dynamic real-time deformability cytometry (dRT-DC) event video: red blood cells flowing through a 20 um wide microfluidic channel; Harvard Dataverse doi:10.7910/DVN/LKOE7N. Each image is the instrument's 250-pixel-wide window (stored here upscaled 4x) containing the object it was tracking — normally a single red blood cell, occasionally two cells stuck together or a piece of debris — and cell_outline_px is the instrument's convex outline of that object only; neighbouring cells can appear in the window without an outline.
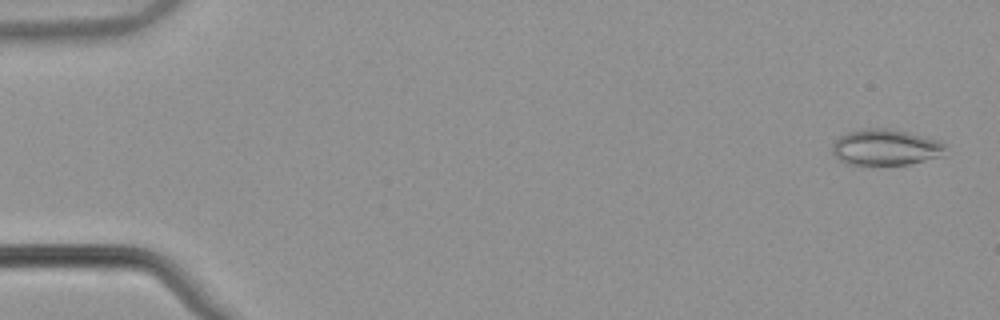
{"species": "common noctule bat (a hibernating species)", "species_latin": "Nyctalus noctula", "temperature_condition": "warm", "stored_images_in_passage": 54, "camera_frame_rate_fps": 3000, "um_per_image_px": 0.085, "animal": {"sex": "male", "body_mass_g": 21.5, "forearm_length_mm": 52.0}, "frame": {"image": 1, "passage_image": 2, "time_ms": 0.333, "image_size_px": [1000, 320], "cell_outline_px": [[948, 144], [944, 156], [908, 164], [848, 164], [840, 160], [832, 152], [832, 144], [840, 136], [848, 132], [864, 128], [888, 128], [924, 136], [940, 140]], "centroid_in_image_um": [75.33, 12.51], "position_along_channel_um": 9.7, "area_um2": 23.87}}
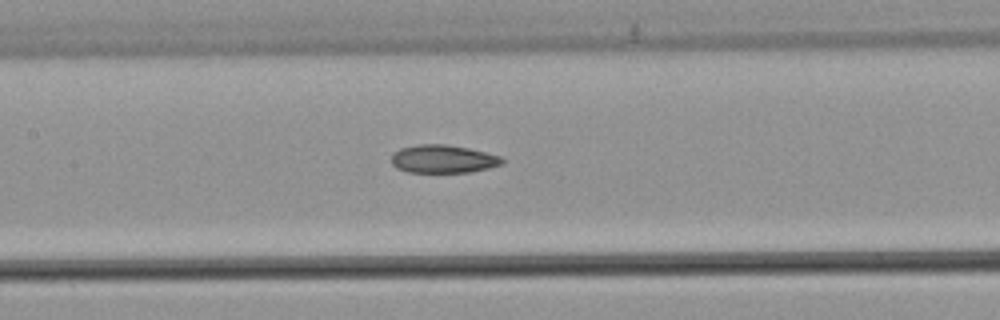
{"frame": {"image": 2, "passage_image": 26, "time_ms": 8.333, "image_size_px": [1000, 320], "cell_outline_px": [[504, 164], [472, 172], [408, 172], [396, 168], [392, 164], [392, 152], [400, 148], [416, 144], [448, 144], [468, 148], [500, 156], [504, 160]], "centroid_in_image_um": [37.65, 13.51], "position_along_channel_um": 169.8, "area_um2": 18.26}}
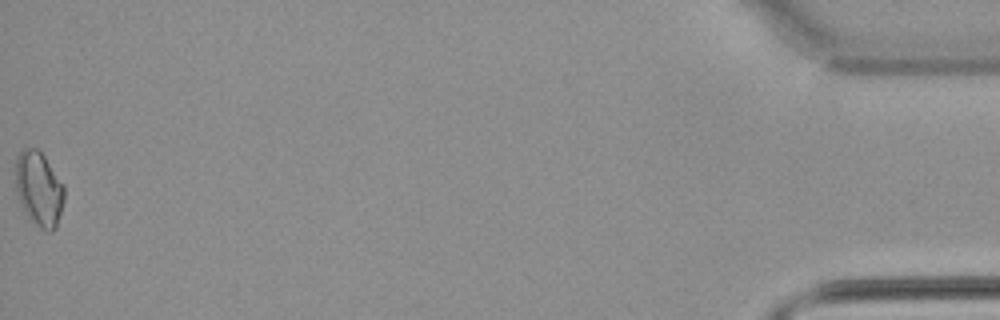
{"frame": {"image": 3, "passage_image": 54, "time_ms": 17.667, "image_size_px": [1000, 320], "cell_outline_px": [[64, 200], [56, 228], [52, 232], [48, 232], [40, 228], [28, 216], [20, 204], [16, 192], [16, 156], [24, 148], [36, 148], [44, 156], [64, 184]], "centroid_in_image_um": [3.32, 16.06], "position_along_channel_um": 431.9, "area_um2": 21.15}}